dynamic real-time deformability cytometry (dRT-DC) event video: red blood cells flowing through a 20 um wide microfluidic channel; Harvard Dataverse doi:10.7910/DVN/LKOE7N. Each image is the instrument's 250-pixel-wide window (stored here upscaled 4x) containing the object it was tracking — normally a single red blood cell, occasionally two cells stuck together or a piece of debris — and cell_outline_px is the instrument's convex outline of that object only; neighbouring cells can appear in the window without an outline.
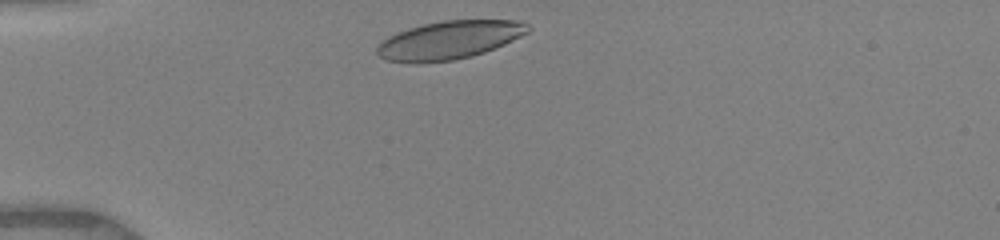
{"species": "human", "species_latin": "Homo sapiens", "temperature_condition": "warm", "stored_images_in_passage": 10, "camera_frame_rate_fps": 3000, "um_per_image_px": 0.085, "donor": {"sex": "female"}, "frame": {"image": 1, "passage_image": 3, "time_ms": 0.333, "image_size_px": [1000, 240], "cell_outline_px": [[532, 28], [528, 32], [504, 44], [484, 52], [472, 56], [452, 60], [420, 64], [412, 64], [388, 60], [380, 56], [376, 52], [376, 48], [388, 36], [396, 32], [408, 28], [424, 24], [444, 20], [516, 20], [528, 24]], "centroid_in_image_um": [38.17, 3.41], "position_along_channel_um": 46.8, "area_um2": 33.7}}